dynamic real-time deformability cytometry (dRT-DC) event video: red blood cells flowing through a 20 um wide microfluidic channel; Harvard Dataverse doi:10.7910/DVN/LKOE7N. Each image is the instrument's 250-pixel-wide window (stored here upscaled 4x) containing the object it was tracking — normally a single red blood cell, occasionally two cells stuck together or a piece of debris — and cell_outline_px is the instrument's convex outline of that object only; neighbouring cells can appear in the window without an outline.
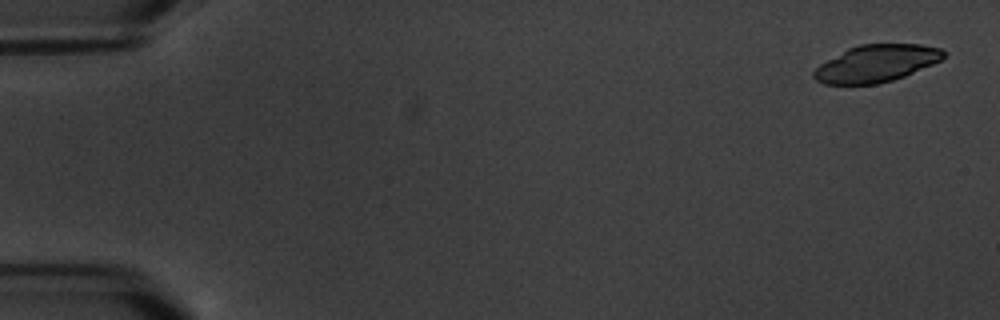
{"species": "common noctule bat (a hibernating species)", "species_latin": "Nyctalus noctula", "temperature_condition": "warm", "stored_images_in_passage": 4, "segment_of_instrument_passage": [2, 2], "camera_frame_rate_fps": 3000, "um_per_image_px": 0.085, "animal": {"sex": "male", "body_mass_g": 20.1, "forearm_length_mm": 53.5}, "frame": {"image": 1, "passage_image": 4, "time_ms": 3.667, "image_size_px": [1000, 320], "cell_outline_px": [[944, 56], [940, 60], [932, 64], [904, 76], [880, 84], [824, 84], [816, 80], [812, 76], [812, 72], [820, 64], [848, 48], [860, 44], [920, 44], [940, 48], [944, 52]], "centroid_in_image_um": [74.45, 5.39], "position_along_channel_um": 10.5, "area_um2": 27.86}}